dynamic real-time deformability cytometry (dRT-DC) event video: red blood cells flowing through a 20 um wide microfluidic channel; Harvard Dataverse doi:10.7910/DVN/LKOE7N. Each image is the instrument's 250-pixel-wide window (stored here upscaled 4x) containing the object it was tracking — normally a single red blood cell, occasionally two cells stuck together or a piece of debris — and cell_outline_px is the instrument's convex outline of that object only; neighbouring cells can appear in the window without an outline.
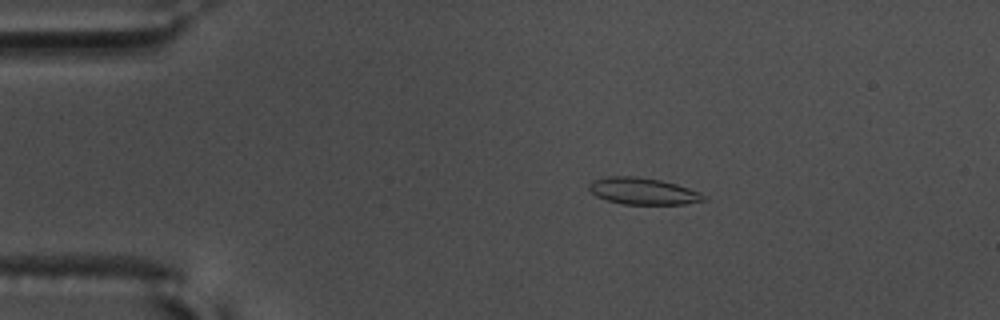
{"species": "common noctule bat (a hibernating species)", "species_latin": "Nyctalus noctula", "temperature_condition": "warm", "stored_images_in_passage": 57, "camera_frame_rate_fps": 3000, "um_per_image_px": 0.085, "animal": {"sex": "male", "body_mass_g": 17.5, "forearm_length_mm": 52.3}, "frame": {"image": 1, "passage_image": 11, "time_ms": 3.333, "image_size_px": [1000, 320], "cell_outline_px": [[708, 200], [684, 204], [620, 204], [596, 196], [588, 188], [588, 184], [592, 180], [608, 176], [636, 176], [660, 180], [676, 184], [700, 192], [708, 196]], "centroid_in_image_um": [54.67, 16.25], "position_along_channel_um": 30.3, "area_um2": 17.98}}
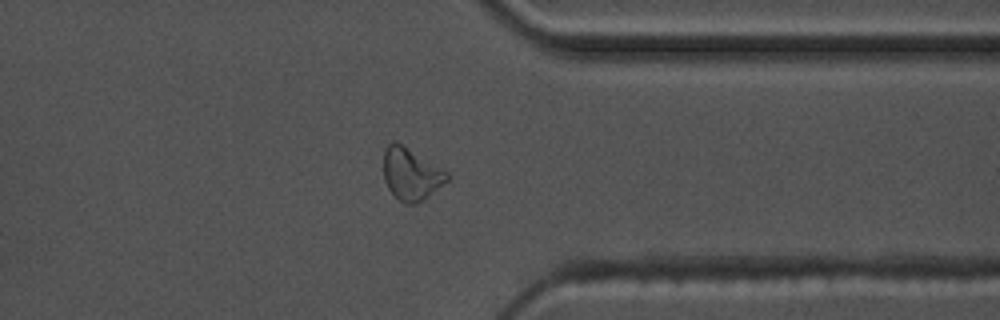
{"frame": {"image": 2, "passage_image": 45, "time_ms": 14.667, "image_size_px": [1000, 320], "cell_outline_px": [[448, 180], [416, 204], [404, 204], [388, 188], [384, 180], [384, 148], [392, 140], [400, 144], [448, 172]], "centroid_in_image_um": [34.9, 14.8], "position_along_channel_um": 376.5, "area_um2": 18.73}}
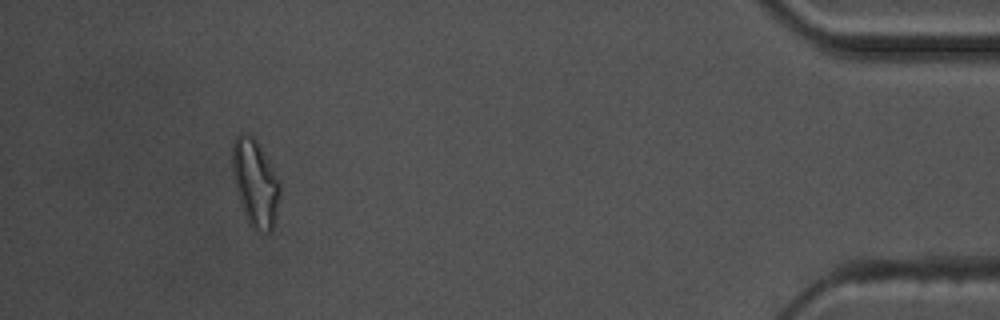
{"frame": {"image": 3, "passage_image": 53, "time_ms": 17.333, "image_size_px": [1000, 320], "cell_outline_px": [[280, 196], [272, 228], [268, 232], [256, 232], [252, 228], [244, 212], [236, 188], [232, 172], [232, 140], [240, 132], [244, 132], [252, 136], [256, 140], [280, 180]], "centroid_in_image_um": [21.68, 15.51], "position_along_channel_um": 413.5, "area_um2": 23.99}, "authors_computed_cell_mechanics": {"area_um2": 17.4556, "velocity_mm_per_s": 3.5871, "shape_relaxation_time_tau1_ms": 10.086, "shape_relaxation_time_tau2_ms": 3.5196, "deformation_change_tau1": 0.2154, "deformation_change_tau2": 0.1032}}